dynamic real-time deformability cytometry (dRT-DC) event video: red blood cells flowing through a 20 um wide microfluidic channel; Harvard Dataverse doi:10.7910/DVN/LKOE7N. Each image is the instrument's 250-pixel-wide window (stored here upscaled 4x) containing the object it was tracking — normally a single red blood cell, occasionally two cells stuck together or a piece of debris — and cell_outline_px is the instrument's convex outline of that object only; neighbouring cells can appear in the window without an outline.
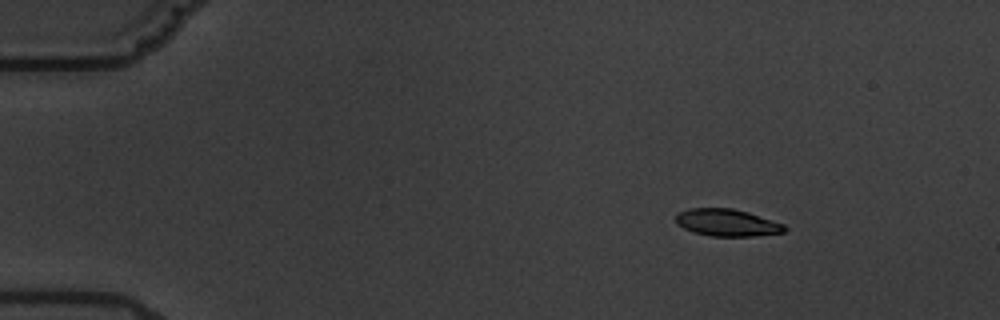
{"species": "common noctule bat (a hibernating species)", "species_latin": "Nyctalus noctula", "temperature_condition": "warm", "stored_images_in_passage": 6, "camera_frame_rate_fps": 3000, "um_per_image_px": 0.085, "animal": {"sex": "male", "body_mass_g": 19.5, "forearm_length_mm": 54.6}, "frame": {"image": 1, "passage_image": 2, "time_ms": 1.0, "image_size_px": [1000, 320], "cell_outline_px": [[788, 228], [784, 232], [752, 236], [712, 236], [692, 232], [676, 224], [676, 216], [680, 212], [688, 208], [732, 208], [748, 212], [784, 224]], "centroid_in_image_um": [61.79, 18.92], "position_along_channel_um": 23.2, "area_um2": 17.17}}
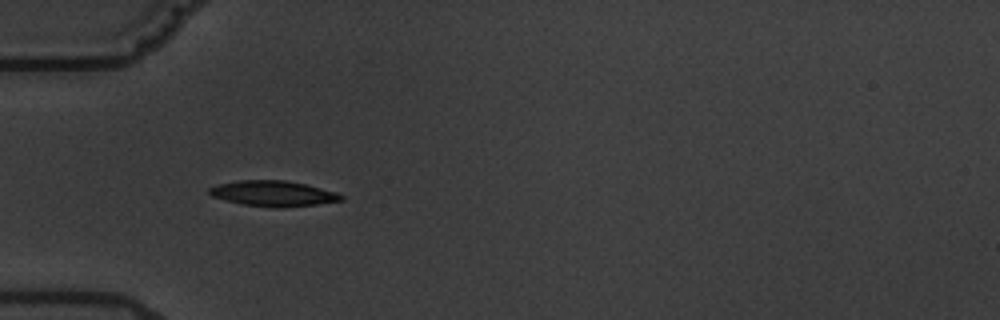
{"frame": {"image": 2, "passage_image": 5, "time_ms": 4.667, "image_size_px": [1000, 320], "cell_outline_px": [[344, 200], [316, 204], [276, 208], [244, 204], [212, 196], [208, 192], [208, 188], [220, 184], [240, 180], [284, 180], [304, 184], [336, 192], [344, 196]], "centroid_in_image_um": [23.24, 16.44], "position_along_channel_um": 61.8, "area_um2": 19.25}}